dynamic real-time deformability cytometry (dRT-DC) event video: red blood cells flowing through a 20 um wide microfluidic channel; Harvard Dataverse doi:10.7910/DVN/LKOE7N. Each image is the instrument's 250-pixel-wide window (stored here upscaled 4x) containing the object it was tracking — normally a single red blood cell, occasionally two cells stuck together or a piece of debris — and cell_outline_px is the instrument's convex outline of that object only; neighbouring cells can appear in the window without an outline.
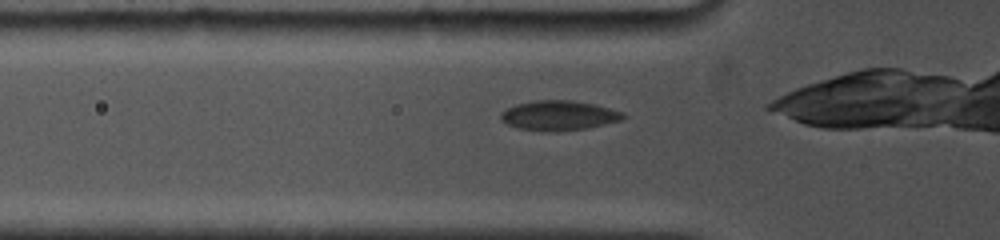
{"species": "common noctule bat (a hibernating species)", "species_latin": "Nyctalus noctula", "temperature_condition": "cold", "stored_images_in_passage": 29, "camera_frame_rate_fps": 5000, "um_per_image_px": 0.085, "animal": {"sex": "female", "body_mass_g": 19.0, "forearm_length_mm": 53.3}, "frame": {"image": 1, "passage_image": 3, "time_ms": 0.6, "image_size_px": [1000, 240], "cell_outline_px": [[628, 116], [620, 120], [588, 128], [552, 132], [548, 132], [516, 128], [500, 120], [500, 112], [516, 104], [536, 100], [572, 100], [592, 104], [624, 112]], "centroid_in_image_um": [47.48, 9.82], "position_along_channel_um": 78.3, "area_um2": 21.27}}
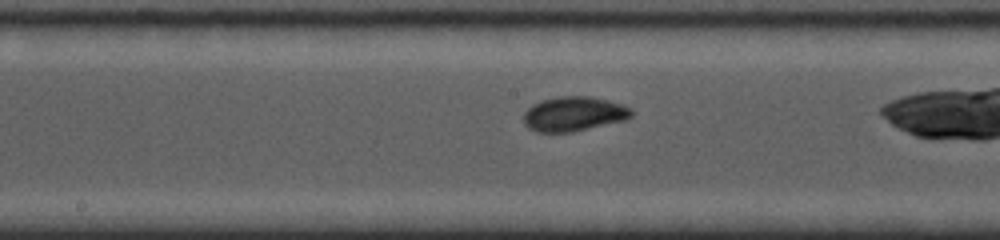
{"frame": {"image": 2, "passage_image": 15, "time_ms": 3.8, "image_size_px": [1000, 240], "cell_outline_px": [[632, 116], [628, 120], [572, 132], [536, 132], [528, 128], [524, 124], [524, 112], [532, 104], [540, 100], [560, 96], [588, 96], [608, 100], [632, 108]], "centroid_in_image_um": [48.78, 9.69], "position_along_channel_um": 199.4, "area_um2": 21.96}}
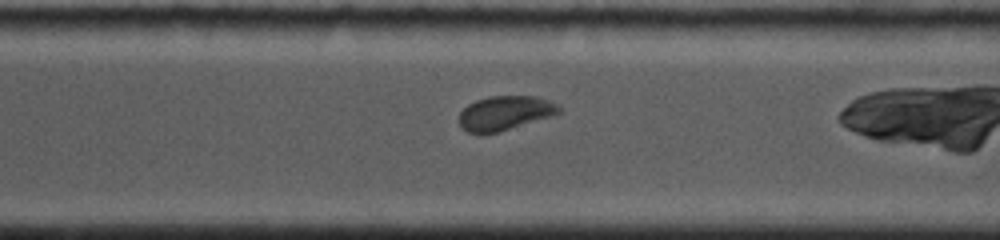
{"frame": {"image": 3, "passage_image": 28, "time_ms": 7.2, "image_size_px": [1000, 240], "cell_outline_px": [[560, 112], [552, 116], [496, 132], [468, 132], [460, 128], [460, 112], [468, 104], [476, 100], [488, 96], [536, 96], [548, 100], [556, 104], [560, 108]], "centroid_in_image_um": [42.91, 9.58], "position_along_channel_um": 327.7, "area_um2": 19.59}}